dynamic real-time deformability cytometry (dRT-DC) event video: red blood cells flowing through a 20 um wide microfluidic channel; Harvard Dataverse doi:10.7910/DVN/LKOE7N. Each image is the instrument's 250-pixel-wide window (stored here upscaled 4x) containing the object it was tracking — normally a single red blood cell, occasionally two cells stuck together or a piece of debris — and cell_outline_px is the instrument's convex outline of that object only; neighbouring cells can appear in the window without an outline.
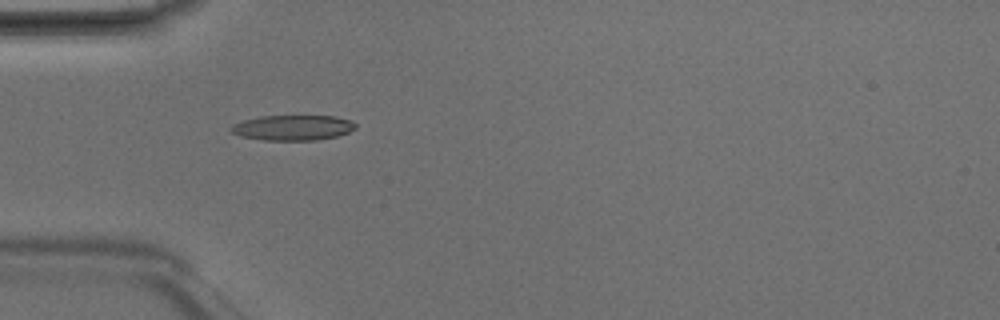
{"species": "Egyptian fruit bat (a non-hibernating species)", "species_latin": "Rousettus aegyptiacus", "temperature_condition": "room temperature", "stored_images_in_passage": 6, "camera_frame_rate_fps": 3000, "um_per_image_px": 0.085, "animal": {"sex": "male"}, "frame": {"image": 1, "passage_image": 5, "time_ms": 1.333, "image_size_px": [1000, 320], "cell_outline_px": [[356, 128], [348, 132], [336, 136], [316, 140], [264, 140], [240, 136], [232, 132], [228, 128], [232, 124], [244, 120], [260, 116], [336, 116], [352, 120], [356, 124]], "centroid_in_image_um": [24.88, 10.85], "position_along_channel_um": 60.1, "area_um2": 18.38}}